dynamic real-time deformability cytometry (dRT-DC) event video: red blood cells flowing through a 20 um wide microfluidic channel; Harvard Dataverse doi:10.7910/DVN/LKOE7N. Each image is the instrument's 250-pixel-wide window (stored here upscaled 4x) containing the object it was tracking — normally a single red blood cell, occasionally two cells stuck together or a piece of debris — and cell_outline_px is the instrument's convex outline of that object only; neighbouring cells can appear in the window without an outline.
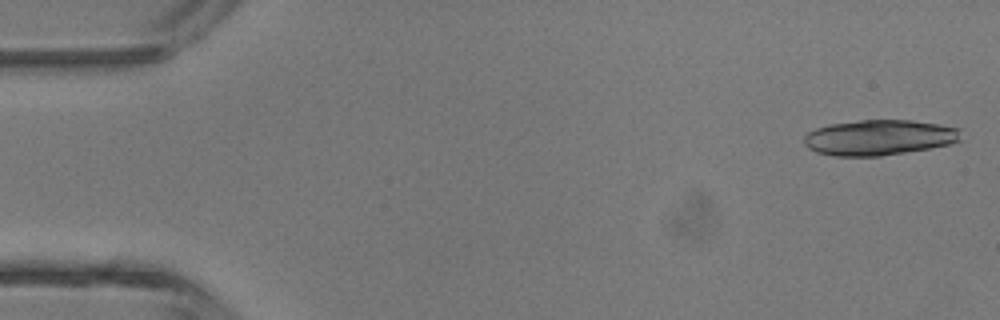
{"species": "common noctule bat (a hibernating species)", "species_latin": "Nyctalus noctula", "temperature_condition": "room temperature", "stored_images_in_passage": 5, "camera_frame_rate_fps": 3000, "um_per_image_px": 0.085, "animal": {"sex": "male", "body_mass_g": 13.3}, "frame": {"image": 1, "passage_image": 1, "time_ms": 0.0, "image_size_px": [1000, 320], "cell_outline_px": [[960, 140], [952, 144], [932, 148], [880, 156], [832, 156], [816, 152], [808, 148], [804, 144], [804, 136], [808, 132], [816, 128], [828, 124], [860, 120], [912, 120], [940, 124], [960, 128]], "centroid_in_image_um": [74.73, 11.69], "position_along_channel_um": 10.3, "area_um2": 32.71}}